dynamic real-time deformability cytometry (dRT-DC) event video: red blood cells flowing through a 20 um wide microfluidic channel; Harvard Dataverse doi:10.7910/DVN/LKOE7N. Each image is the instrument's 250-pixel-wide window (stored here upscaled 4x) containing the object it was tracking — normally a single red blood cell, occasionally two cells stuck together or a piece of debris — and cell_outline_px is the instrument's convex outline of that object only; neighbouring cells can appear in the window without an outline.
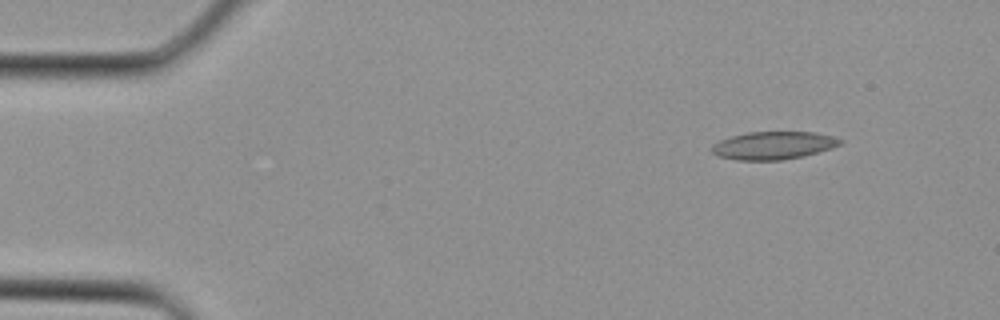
{"species": "Egyptian fruit bat (a non-hibernating species)", "species_latin": "Rousettus aegyptiacus", "temperature_condition": "cold", "stored_images_in_passage": 3, "camera_frame_rate_fps": 3000, "um_per_image_px": 0.085, "animal": {"sex": "female"}, "frame": {"image": 1, "passage_image": 1, "time_ms": 0.0, "image_size_px": [1000, 320], "cell_outline_px": [[844, 140], [840, 144], [832, 148], [804, 156], [780, 160], [736, 160], [716, 156], [712, 152], [712, 144], [720, 140], [732, 136], [748, 132], [816, 132], [832, 136]], "centroid_in_image_um": [65.73, 12.36], "position_along_channel_um": 19.3, "area_um2": 20.87}}
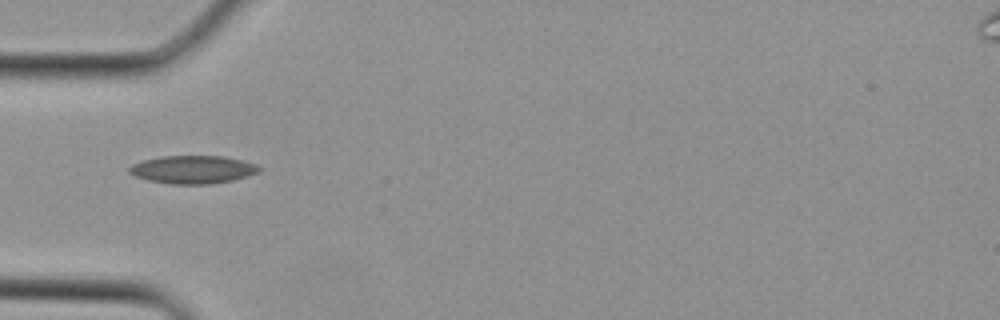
{"frame": {"image": 2, "passage_image": 3, "time_ms": 0.667, "image_size_px": [1000, 320], "cell_outline_px": [[260, 172], [248, 176], [232, 180], [212, 184], [172, 184], [148, 180], [136, 176], [128, 172], [128, 168], [132, 164], [144, 160], [160, 156], [224, 156], [256, 164], [260, 168]], "centroid_in_image_um": [16.39, 14.41], "position_along_channel_um": 68.6, "area_um2": 21.15}}